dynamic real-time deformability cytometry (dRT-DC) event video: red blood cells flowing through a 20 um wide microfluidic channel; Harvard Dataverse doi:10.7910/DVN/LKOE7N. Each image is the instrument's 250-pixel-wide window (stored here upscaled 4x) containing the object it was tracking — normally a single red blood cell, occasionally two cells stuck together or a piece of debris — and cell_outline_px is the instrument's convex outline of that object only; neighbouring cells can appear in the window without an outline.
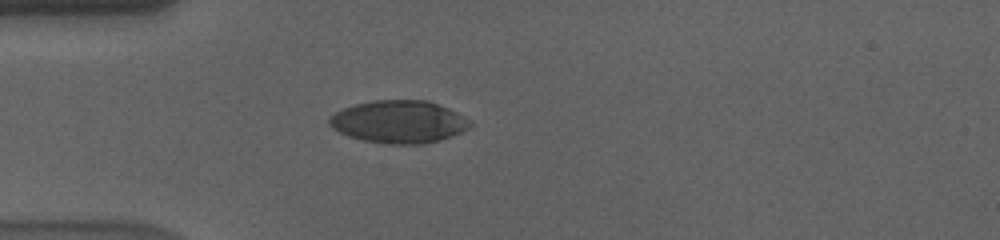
{"species": "human", "species_latin": "Homo sapiens", "temperature_condition": "cold", "stored_images_in_passage": 42, "camera_frame_rate_fps": 3000, "um_per_image_px": 0.085, "donor": {"sex": "male"}, "frame": {"image": 1, "passage_image": 1, "time_ms": 0.0, "image_size_px": [1000, 240], "cell_outline_px": [[472, 124], [468, 128], [452, 136], [440, 140], [424, 144], [392, 144], [364, 140], [348, 136], [332, 128], [328, 124], [328, 120], [336, 112], [344, 108], [356, 104], [372, 100], [428, 100], [448, 108], [472, 120]], "centroid_in_image_um": [33.93, 10.35], "position_along_channel_um": 51.1, "area_um2": 34.85}}
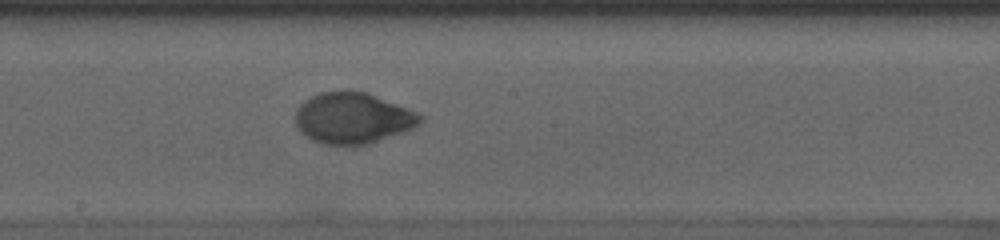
{"frame": {"image": 2, "passage_image": 16, "time_ms": 5.0, "image_size_px": [1000, 240], "cell_outline_px": [[424, 120], [420, 124], [412, 128], [368, 144], [324, 144], [312, 140], [300, 132], [296, 128], [296, 112], [300, 104], [304, 100], [320, 92], [368, 92], [408, 108], [424, 116]], "centroid_in_image_um": [29.99, 10.04], "position_along_channel_um": 218.2, "area_um2": 36.76}}
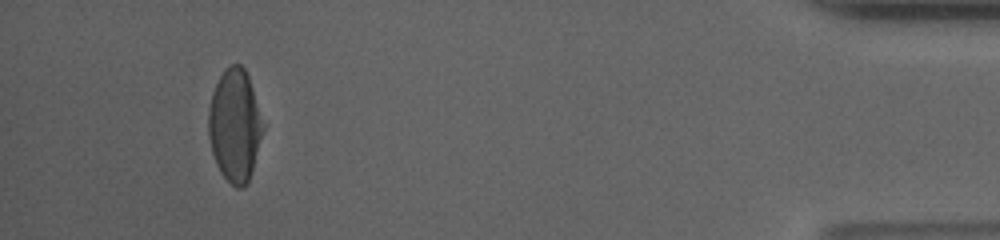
{"frame": {"image": 3, "passage_image": 38, "time_ms": 12.333, "image_size_px": [1000, 240], "cell_outline_px": [[264, 128], [252, 168], [248, 180], [240, 188], [236, 188], [220, 172], [216, 164], [212, 152], [208, 136], [208, 108], [212, 92], [224, 68], [232, 64], [240, 64], [244, 68], [248, 76], [264, 124]], "centroid_in_image_um": [19.93, 10.63], "position_along_channel_um": 415.3, "area_um2": 35.43}, "authors_computed_cell_mechanics": {"area_um2": 36.5874, "velocity_mm_per_s": 3.5768, "shape_relaxation_time_tau1_ms": 5.0075, "shape_relaxation_time_tau2_ms": 0.7918, "deformation_change_tau1": 0.1873, "deformation_change_tau2": 0.0342}}